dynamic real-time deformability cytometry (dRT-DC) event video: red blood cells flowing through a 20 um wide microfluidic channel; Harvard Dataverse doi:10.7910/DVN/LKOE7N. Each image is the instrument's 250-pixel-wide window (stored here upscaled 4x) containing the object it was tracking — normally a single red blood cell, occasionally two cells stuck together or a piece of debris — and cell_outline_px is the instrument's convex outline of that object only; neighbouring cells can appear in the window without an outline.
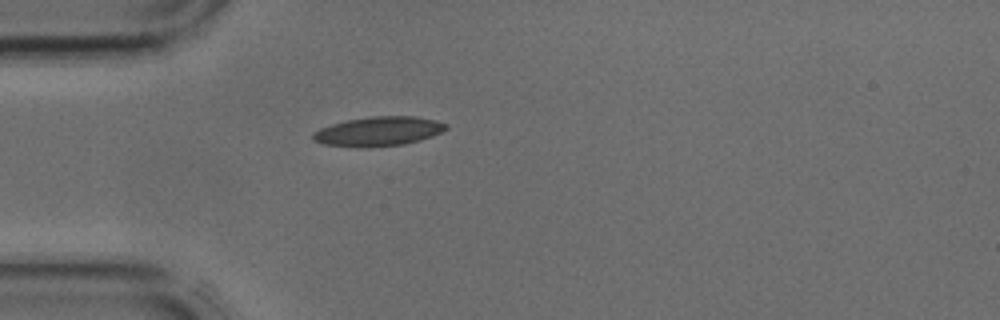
{"species": "common noctule bat (a hibernating species)", "species_latin": "Nyctalus noctula", "temperature_condition": "cold", "stored_images_in_passage": 31, "camera_frame_rate_fps": 3000, "um_per_image_px": 0.085, "animal": {"sex": "male", "body_mass_g": 17.9, "forearm_length_mm": 54.2}, "frame": {"image": 1, "passage_image": 1, "time_ms": 0.0, "image_size_px": [1000, 320], "cell_outline_px": [[448, 128], [432, 136], [420, 140], [404, 144], [368, 148], [356, 148], [324, 144], [312, 140], [312, 132], [320, 128], [332, 124], [348, 120], [372, 116], [416, 116], [436, 120], [448, 124]], "centroid_in_image_um": [32.16, 11.17], "position_along_channel_um": 52.8, "area_um2": 23.0}}
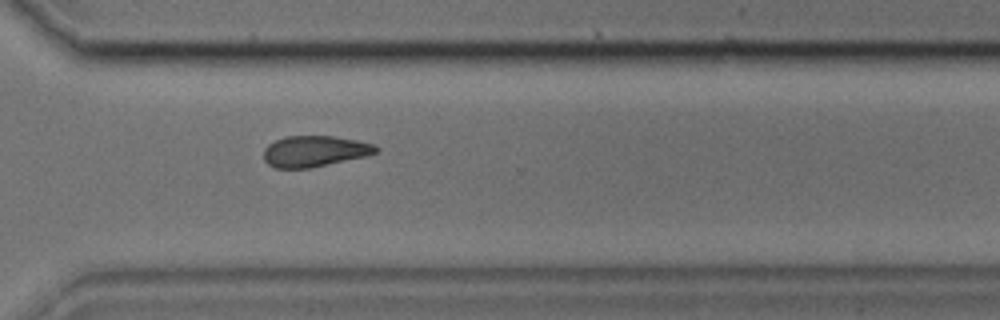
{"frame": {"image": 2, "passage_image": 20, "time_ms": 6.333, "image_size_px": [1000, 320], "cell_outline_px": [[380, 152], [364, 156], [308, 168], [276, 168], [268, 164], [264, 160], [264, 148], [268, 144], [276, 140], [288, 136], [332, 136], [356, 140], [376, 144], [380, 148]], "centroid_in_image_um": [26.76, 12.84], "position_along_channel_um": 343.8, "area_um2": 20.17}}
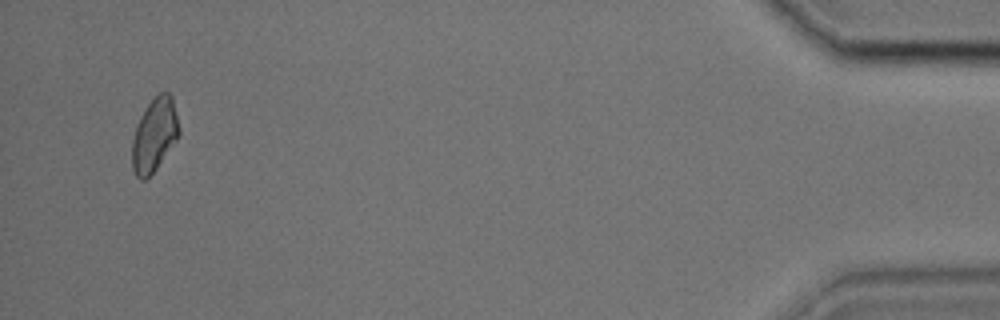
{"frame": {"image": 3, "passage_image": 30, "time_ms": 9.667, "image_size_px": [1000, 320], "cell_outline_px": [[180, 132], [176, 140], [156, 168], [144, 180], [140, 180], [136, 176], [132, 168], [132, 140], [136, 124], [140, 116], [148, 104], [160, 92], [168, 92], [172, 96], [180, 128]], "centroid_in_image_um": [13.12, 11.46], "position_along_channel_um": 422.1, "area_um2": 19.94}}